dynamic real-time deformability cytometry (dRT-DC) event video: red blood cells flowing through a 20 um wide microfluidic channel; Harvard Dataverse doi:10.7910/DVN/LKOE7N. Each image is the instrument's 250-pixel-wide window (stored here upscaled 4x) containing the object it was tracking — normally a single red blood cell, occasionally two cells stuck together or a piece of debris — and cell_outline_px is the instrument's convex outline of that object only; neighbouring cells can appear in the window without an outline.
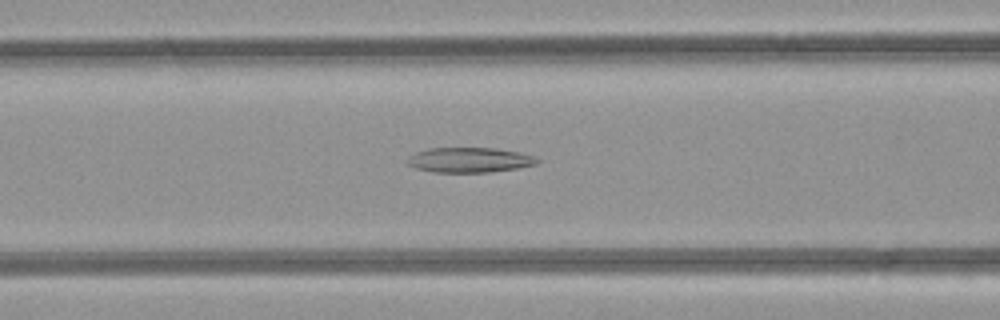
{"species": "common noctule bat (a hibernating species)", "species_latin": "Nyctalus noctula", "temperature_condition": "room temperature", "stored_images_in_passage": 30, "camera_frame_rate_fps": 3000, "um_per_image_px": 0.085, "animal": {"sex": "female", "body_mass_g": 21.9}, "frame": {"image": 1, "passage_image": 10, "time_ms": 3.0, "image_size_px": [1000, 320], "cell_outline_px": [[540, 160], [536, 164], [516, 168], [492, 172], [432, 172], [416, 168], [408, 164], [404, 160], [408, 156], [416, 152], [428, 148], [496, 148], [520, 152], [532, 156]], "centroid_in_image_um": [39.86, 13.59], "position_along_channel_um": 126.7, "area_um2": 18.96}}
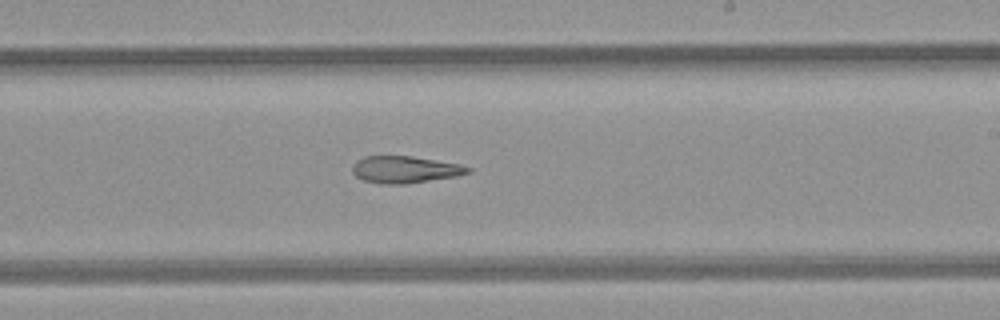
{"frame": {"image": 2, "passage_image": 19, "time_ms": 6.0, "image_size_px": [1000, 320], "cell_outline_px": [[472, 172], [456, 176], [404, 184], [380, 184], [364, 180], [356, 176], [352, 172], [352, 164], [356, 160], [364, 156], [412, 156], [460, 164], [472, 168]], "centroid_in_image_um": [34.41, 14.4], "position_along_channel_um": 254.6, "area_um2": 18.21}}
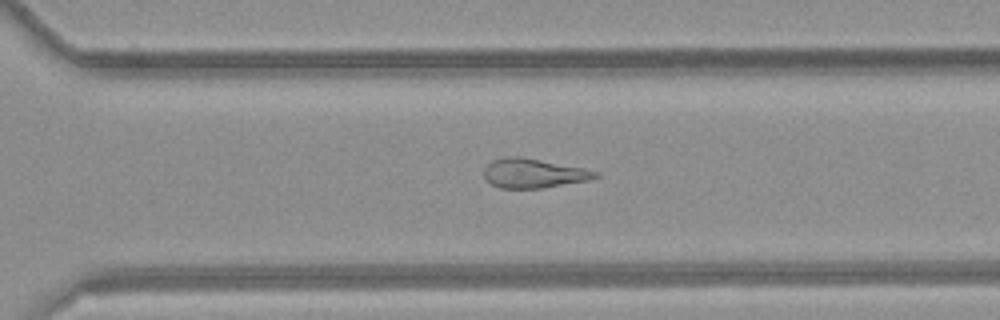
{"frame": {"image": 3, "passage_image": 24, "time_ms": 7.667, "image_size_px": [1000, 320], "cell_outline_px": [[600, 176], [588, 180], [544, 188], [500, 188], [492, 184], [484, 176], [484, 168], [492, 160], [508, 156], [520, 156], [584, 168], [600, 172]], "centroid_in_image_um": [45.36, 14.72], "position_along_channel_um": 325.2, "area_um2": 19.02}}